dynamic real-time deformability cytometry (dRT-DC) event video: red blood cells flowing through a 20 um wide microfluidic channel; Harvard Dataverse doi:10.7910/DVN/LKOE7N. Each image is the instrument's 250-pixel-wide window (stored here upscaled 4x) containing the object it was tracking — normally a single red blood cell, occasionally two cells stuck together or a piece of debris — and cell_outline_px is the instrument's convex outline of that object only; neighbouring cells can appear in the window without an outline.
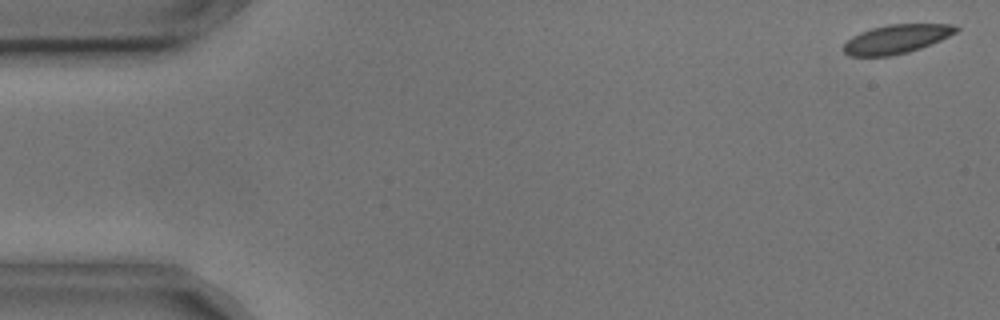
{"species": "common noctule bat (a hibernating species)", "species_latin": "Nyctalus noctula", "temperature_condition": "cold", "stored_images_in_passage": 4, "camera_frame_rate_fps": 3000, "um_per_image_px": 0.085, "animal": {"sex": "male", "body_mass_g": 17.9, "forearm_length_mm": 54.2}, "frame": {"image": 1, "passage_image": 1, "time_ms": 0.0, "image_size_px": [1000, 320], "cell_outline_px": [[960, 28], [956, 32], [940, 40], [920, 48], [908, 52], [888, 56], [848, 56], [844, 52], [844, 44], [852, 36], [860, 32], [872, 28], [888, 24], [952, 24]], "centroid_in_image_um": [76.18, 3.31], "position_along_channel_um": 8.8, "area_um2": 18.79}}